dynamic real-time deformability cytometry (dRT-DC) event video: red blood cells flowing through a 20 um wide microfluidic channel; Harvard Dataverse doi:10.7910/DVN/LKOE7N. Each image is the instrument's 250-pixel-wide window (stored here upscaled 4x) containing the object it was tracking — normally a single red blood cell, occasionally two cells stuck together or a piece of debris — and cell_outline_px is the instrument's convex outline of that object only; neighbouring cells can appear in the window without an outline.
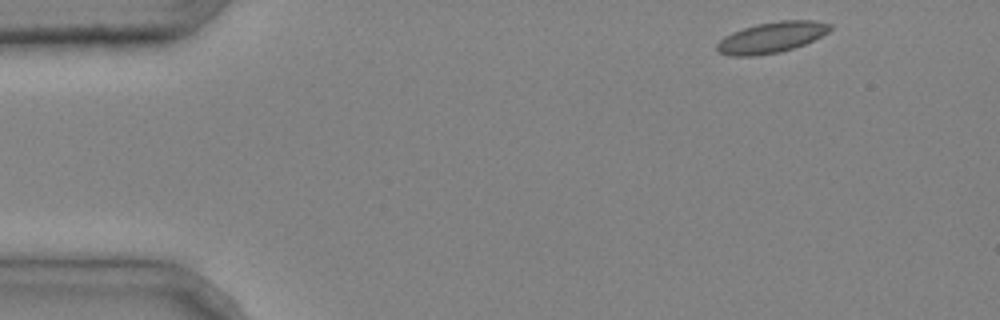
{"species": "common noctule bat (a hibernating species)", "species_latin": "Nyctalus noctula", "temperature_condition": "cold", "stored_images_in_passage": 4, "camera_frame_rate_fps": 3000, "um_per_image_px": 0.085, "animal": {"sex": "male", "body_mass_g": 20.4}, "frame": {"image": 1, "passage_image": 1, "time_ms": 0.0, "image_size_px": [1000, 320], "cell_outline_px": [[832, 28], [828, 32], [804, 44], [780, 52], [752, 56], [732, 56], [720, 52], [716, 48], [716, 44], [724, 36], [732, 32], [756, 24], [780, 20], [812, 20], [832, 24]], "centroid_in_image_um": [65.57, 3.17], "position_along_channel_um": 19.4, "area_um2": 20.17}}